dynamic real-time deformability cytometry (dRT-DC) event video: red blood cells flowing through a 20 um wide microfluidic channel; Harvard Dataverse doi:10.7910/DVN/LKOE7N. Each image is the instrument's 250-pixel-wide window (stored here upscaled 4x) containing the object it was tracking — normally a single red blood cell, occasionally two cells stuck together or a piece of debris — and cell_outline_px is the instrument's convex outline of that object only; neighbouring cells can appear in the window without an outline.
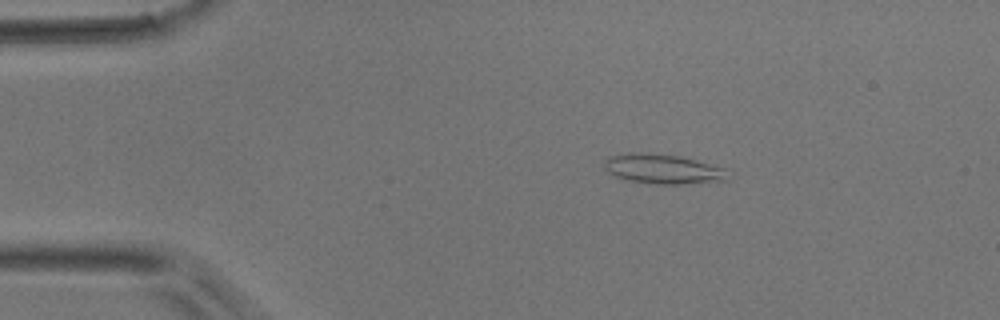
{"species": "common noctule bat (a hibernating species)", "species_latin": "Nyctalus noctula", "temperature_condition": "room temperature", "stored_images_in_passage": 49, "camera_frame_rate_fps": 3000, "um_per_image_px": 0.085, "animal": {"sex": "male", "body_mass_g": 17.9}, "frame": {"image": 1, "passage_image": 8, "time_ms": 2.333, "image_size_px": [1000, 320], "cell_outline_px": [[736, 172], [728, 180], [680, 184], [652, 184], [628, 180], [616, 176], [608, 172], [604, 168], [604, 160], [608, 156], [636, 152], [640, 152], [680, 156], [696, 160], [724, 168]], "centroid_in_image_um": [56.42, 14.37], "position_along_channel_um": 28.6, "area_um2": 21.68}}
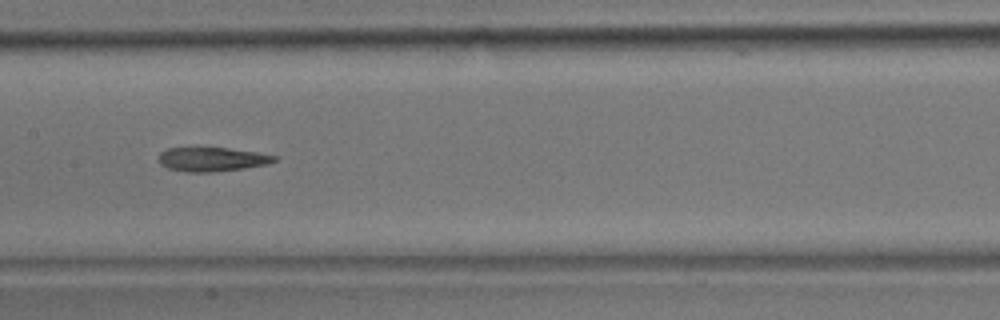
{"frame": {"image": 2, "passage_image": 24, "time_ms": 7.667, "image_size_px": [1000, 320], "cell_outline_px": [[276, 160], [268, 164], [244, 168], [212, 172], [188, 172], [168, 168], [160, 164], [160, 152], [168, 148], [228, 148], [256, 152], [276, 156]], "centroid_in_image_um": [18.02, 13.54], "position_along_channel_um": 189.4, "area_um2": 16.01}}
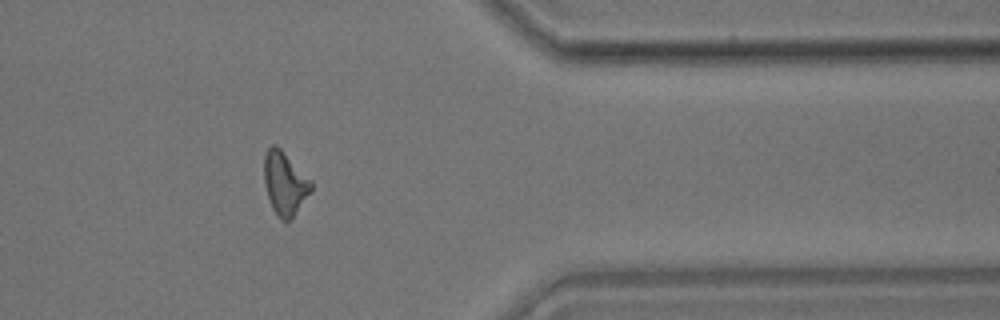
{"frame": {"image": 3, "passage_image": 40, "time_ms": 13.0, "image_size_px": [1000, 320], "cell_outline_px": [[312, 192], [292, 220], [280, 220], [276, 216], [272, 208], [264, 184], [264, 156], [268, 148], [272, 144], [276, 144], [312, 180]], "centroid_in_image_um": [24.23, 15.61], "position_along_channel_um": 387.2, "area_um2": 17.69}}